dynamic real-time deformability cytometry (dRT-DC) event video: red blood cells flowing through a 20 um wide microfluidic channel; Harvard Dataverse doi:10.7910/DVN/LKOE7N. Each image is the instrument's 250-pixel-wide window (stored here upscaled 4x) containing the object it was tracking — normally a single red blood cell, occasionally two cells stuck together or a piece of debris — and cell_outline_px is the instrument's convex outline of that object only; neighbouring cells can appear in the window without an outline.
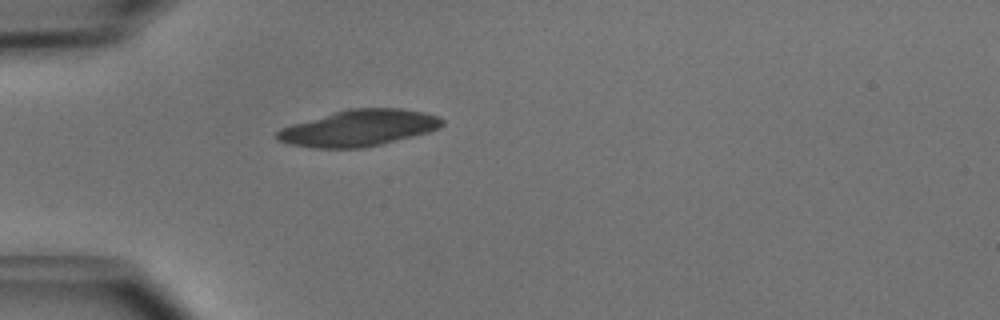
{"species": "common noctule bat (a hibernating species)", "species_latin": "Nyctalus noctula", "temperature_condition": "cold", "stored_images_in_passage": 18, "camera_frame_rate_fps": 3000, "um_per_image_px": 0.085, "animal": {"sex": "male", "body_mass_g": 15.6}, "frame": {"image": 1, "passage_image": 1, "time_ms": 0.0, "image_size_px": [1000, 320], "cell_outline_px": [[444, 124], [428, 132], [364, 148], [312, 148], [288, 144], [276, 140], [276, 132], [280, 128], [292, 124], [348, 108], [404, 108], [424, 112], [436, 116], [444, 120]], "centroid_in_image_um": [30.46, 10.88], "position_along_channel_um": 54.5, "area_um2": 34.85}}